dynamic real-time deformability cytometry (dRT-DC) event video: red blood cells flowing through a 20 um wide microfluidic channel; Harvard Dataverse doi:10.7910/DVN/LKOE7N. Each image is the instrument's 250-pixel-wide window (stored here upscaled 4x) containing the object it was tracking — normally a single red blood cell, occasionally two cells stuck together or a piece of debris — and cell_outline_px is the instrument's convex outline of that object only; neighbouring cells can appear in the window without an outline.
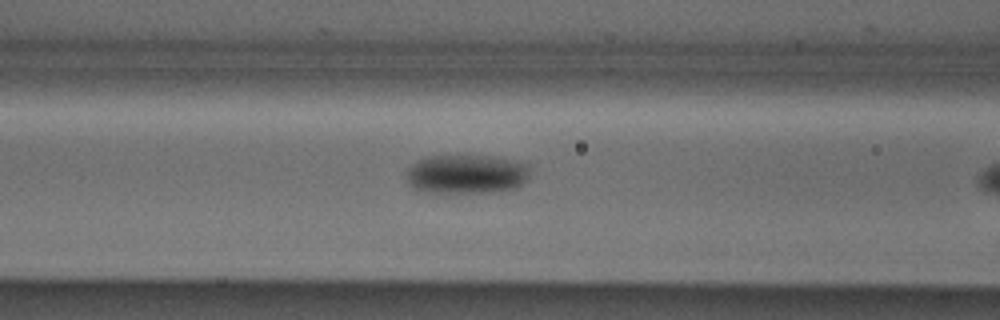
{"species": "Egyptian fruit bat (a non-hibernating species)", "species_latin": "Rousettus aegyptiacus", "temperature_condition": "cold", "stored_images_in_passage": 11, "camera_frame_rate_fps": 3000, "um_per_image_px": 0.085, "animal": {"sex": "male"}, "frame": {"image": 1, "passage_image": 10, "time_ms": 3.0, "image_size_px": [1000, 320], "cell_outline_px": [[528, 176], [516, 188], [496, 192], [416, 192], [408, 184], [408, 168], [416, 160], [432, 156], [492, 156], [512, 160], [528, 164]], "centroid_in_image_um": [39.61, 14.81], "position_along_channel_um": 127.0, "area_um2": 28.15}}